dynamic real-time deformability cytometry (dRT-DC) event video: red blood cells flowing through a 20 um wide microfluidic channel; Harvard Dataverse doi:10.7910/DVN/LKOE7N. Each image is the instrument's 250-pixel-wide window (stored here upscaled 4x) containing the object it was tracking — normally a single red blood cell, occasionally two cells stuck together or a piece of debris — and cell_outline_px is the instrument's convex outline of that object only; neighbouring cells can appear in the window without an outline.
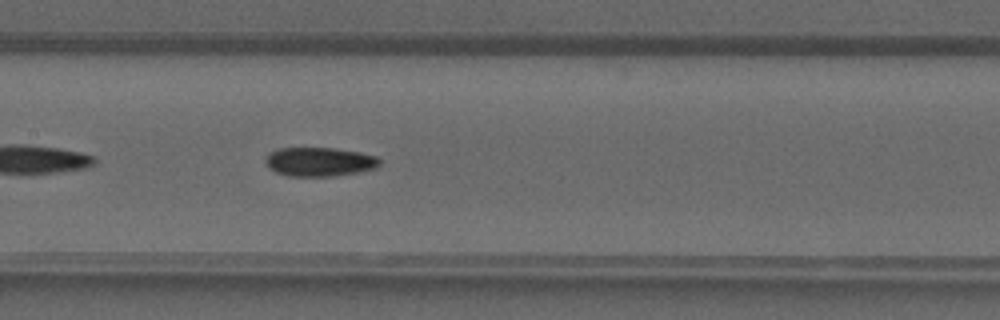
{"species": "common noctule bat (a hibernating species)", "species_latin": "Nyctalus noctula", "temperature_condition": "warm", "stored_images_in_passage": 42, "segment_of_instrument_passage": [1, 2], "camera_frame_rate_fps": 3000, "um_per_image_px": 0.085, "animal": {"sex": "male", "forearm_length_mm": 52.5}, "frame": {"image": 1, "passage_image": 20, "time_ms": 6.333, "image_size_px": [1000, 320], "cell_outline_px": [[380, 164], [376, 168], [356, 172], [332, 176], [288, 176], [276, 172], [268, 168], [264, 160], [272, 152], [280, 148], [336, 148], [360, 152], [376, 156], [380, 160]], "centroid_in_image_um": [27.16, 13.75], "position_along_channel_um": 180.2, "area_um2": 19.19}}
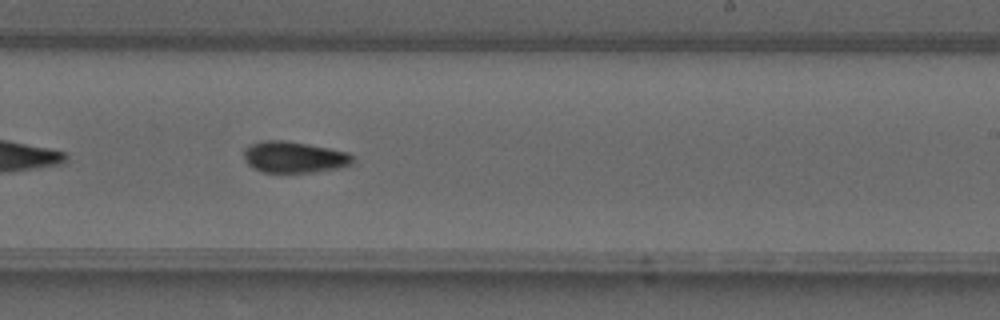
{"frame": {"image": 2, "passage_image": 25, "time_ms": 8.0, "image_size_px": [1000, 320], "cell_outline_px": [[352, 164], [336, 168], [312, 172], [264, 172], [252, 168], [244, 160], [244, 148], [252, 144], [264, 140], [284, 140], [308, 144], [348, 152], [352, 156]], "centroid_in_image_um": [24.96, 13.35], "position_along_channel_um": 264.0, "area_um2": 19.71}}
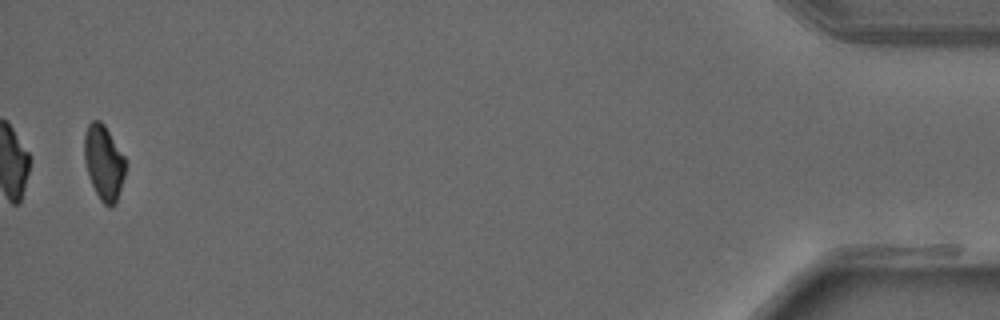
{"frame": {"image": 3, "passage_image": 40, "time_ms": 13.0, "image_size_px": [1000, 320], "cell_outline_px": [[124, 176], [116, 204], [112, 208], [108, 208], [100, 200], [92, 184], [84, 160], [84, 132], [88, 124], [92, 120], [100, 120], [104, 124], [124, 156]], "centroid_in_image_um": [8.81, 13.82], "position_along_channel_um": 426.4, "area_um2": 17.86}}